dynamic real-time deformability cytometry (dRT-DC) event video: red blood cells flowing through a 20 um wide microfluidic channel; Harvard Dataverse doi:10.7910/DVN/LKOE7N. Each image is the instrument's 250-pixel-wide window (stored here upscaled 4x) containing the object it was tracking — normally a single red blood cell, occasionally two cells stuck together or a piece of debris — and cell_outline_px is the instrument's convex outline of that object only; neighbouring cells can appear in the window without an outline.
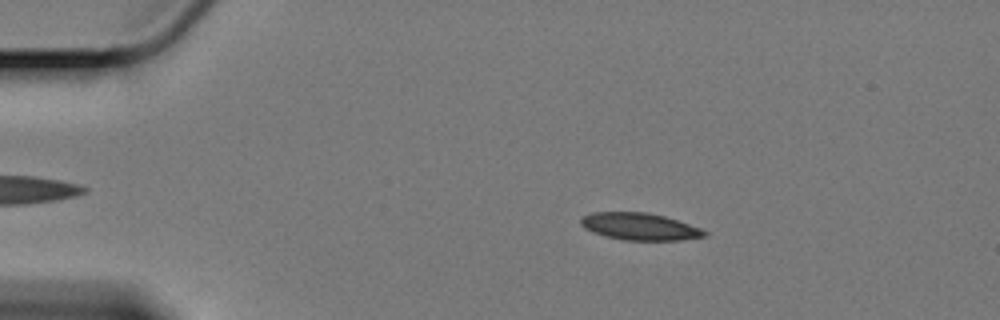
{"species": "Egyptian fruit bat (a non-hibernating species)", "species_latin": "Rousettus aegyptiacus", "temperature_condition": "cold", "stored_images_in_passage": 51, "camera_frame_rate_fps": 3000, "um_per_image_px": 0.085, "animal": {"sex": "female"}, "frame": {"image": 1, "passage_image": 11, "time_ms": 3.333, "image_size_px": [1000, 320], "cell_outline_px": [[708, 236], [680, 240], [624, 240], [592, 232], [584, 228], [580, 224], [580, 216], [592, 212], [648, 212], [664, 216], [700, 228], [708, 232]], "centroid_in_image_um": [54.35, 19.25], "position_along_channel_um": 30.7, "area_um2": 19.54}}
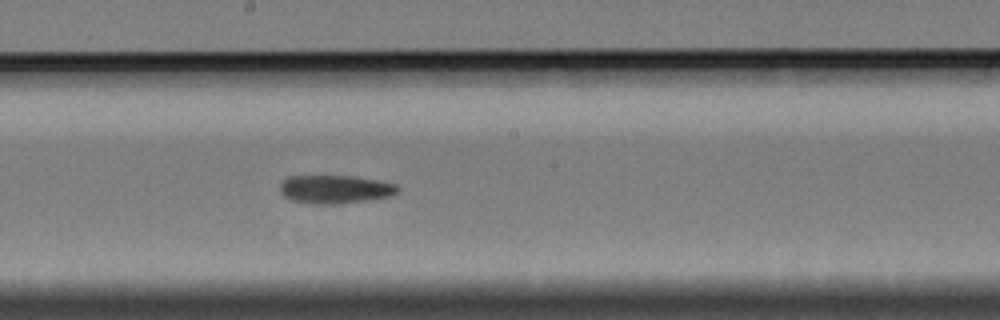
{"frame": {"image": 2, "passage_image": 33, "time_ms": 10.667, "image_size_px": [1000, 320], "cell_outline_px": [[400, 192], [392, 196], [372, 200], [340, 204], [312, 204], [292, 200], [284, 196], [280, 192], [280, 184], [288, 176], [352, 176], [376, 180], [396, 184], [400, 188]], "centroid_in_image_um": [28.53, 16.1], "position_along_channel_um": 219.7, "area_um2": 19.71}}
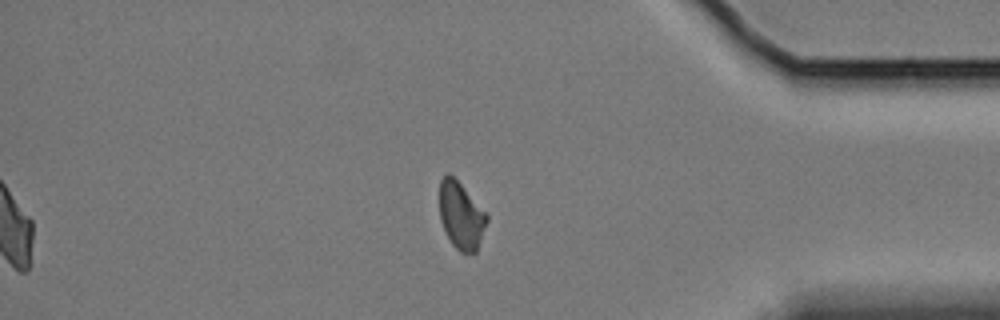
{"frame": {"image": 3, "passage_image": 51, "time_ms": 16.667, "image_size_px": [1000, 320], "cell_outline_px": [[488, 220], [476, 252], [460, 252], [452, 244], [440, 220], [440, 180], [448, 172], [488, 212]], "centroid_in_image_um": [39.21, 18.31], "position_along_channel_um": 396.0, "area_um2": 18.38}, "authors_computed_cell_mechanics": {"area_um2": 19.7676, "velocity_mm_per_s": 3.3418, "shape_relaxation_time_tau1_ms": null, "shape_relaxation_time_tau2_ms": 11.1983, "deformation_change_tau1": null, "deformation_change_tau2": 0.1638}}